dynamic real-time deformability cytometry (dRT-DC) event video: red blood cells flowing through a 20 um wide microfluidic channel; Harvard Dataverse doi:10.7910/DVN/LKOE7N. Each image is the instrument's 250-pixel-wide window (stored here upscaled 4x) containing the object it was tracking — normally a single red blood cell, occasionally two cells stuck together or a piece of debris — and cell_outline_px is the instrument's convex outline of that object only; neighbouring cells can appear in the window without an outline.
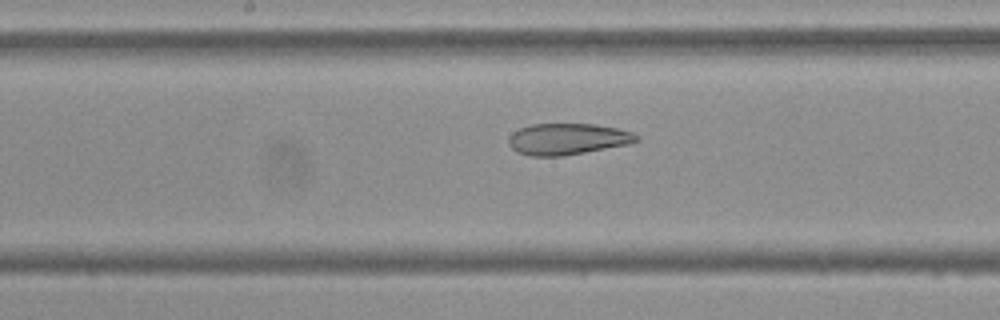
{"species": "Egyptian fruit bat (a non-hibernating species)", "species_latin": "Rousettus aegyptiacus", "temperature_condition": "cold", "stored_images_in_passage": 39, "camera_frame_rate_fps": 3000, "um_per_image_px": 0.085, "frame": {"image": 1, "passage_image": 12, "time_ms": 3.667, "image_size_px": [1000, 320], "cell_outline_px": [[640, 140], [628, 144], [584, 152], [560, 156], [528, 156], [516, 152], [508, 144], [508, 136], [512, 132], [520, 128], [532, 124], [596, 124], [616, 128], [632, 132], [640, 136]], "centroid_in_image_um": [48.21, 11.81], "position_along_channel_um": 200.0, "area_um2": 23.41}}
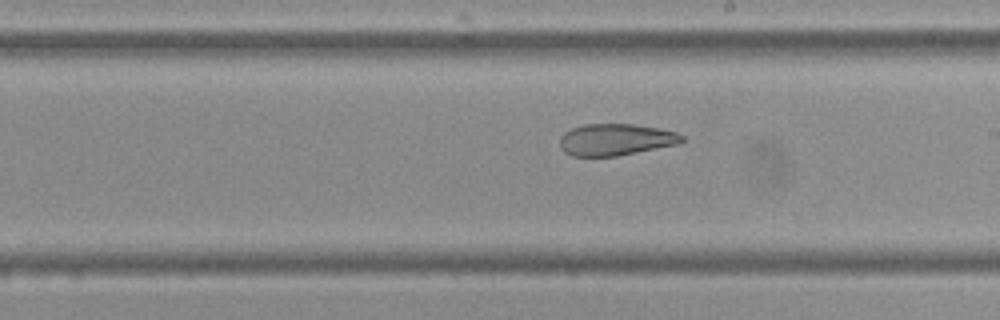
{"frame": {"image": 2, "passage_image": 15, "time_ms": 4.667, "image_size_px": [1000, 320], "cell_outline_px": [[688, 140], [680, 144], [616, 156], [572, 156], [564, 152], [560, 148], [560, 136], [564, 132], [572, 128], [584, 124], [636, 124], [660, 128], [676, 132], [684, 136]], "centroid_in_image_um": [52.37, 11.86], "position_along_channel_um": 236.6, "area_um2": 22.89}}
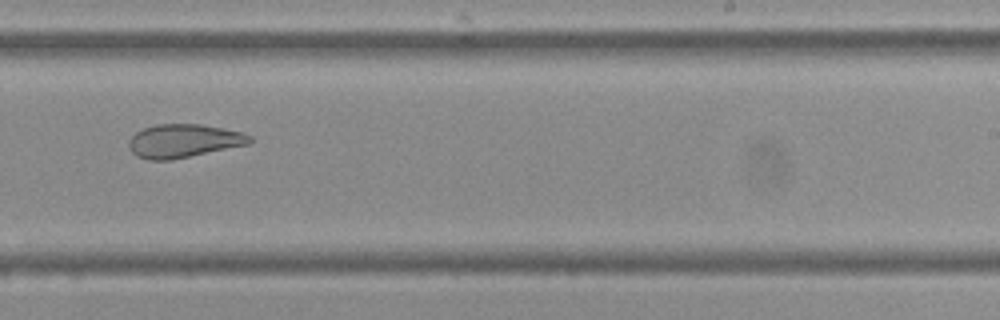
{"frame": {"image": 3, "passage_image": 18, "time_ms": 5.667, "image_size_px": [1000, 320], "cell_outline_px": [[252, 144], [172, 160], [148, 160], [136, 156], [128, 148], [128, 140], [136, 132], [144, 128], [156, 124], [200, 124], [240, 132], [252, 136]], "centroid_in_image_um": [15.6, 11.99], "position_along_channel_um": 273.4, "area_um2": 23.76}, "authors_computed_cell_mechanics": {"area_um2": 25.8944, "velocity_mm_per_s": 3.6804, "shape_relaxation_time_tau1_ms": null, "shape_relaxation_time_tau2_ms": 3.2301, "deformation_change_tau1": null, "deformation_change_tau2": 0.1097}}